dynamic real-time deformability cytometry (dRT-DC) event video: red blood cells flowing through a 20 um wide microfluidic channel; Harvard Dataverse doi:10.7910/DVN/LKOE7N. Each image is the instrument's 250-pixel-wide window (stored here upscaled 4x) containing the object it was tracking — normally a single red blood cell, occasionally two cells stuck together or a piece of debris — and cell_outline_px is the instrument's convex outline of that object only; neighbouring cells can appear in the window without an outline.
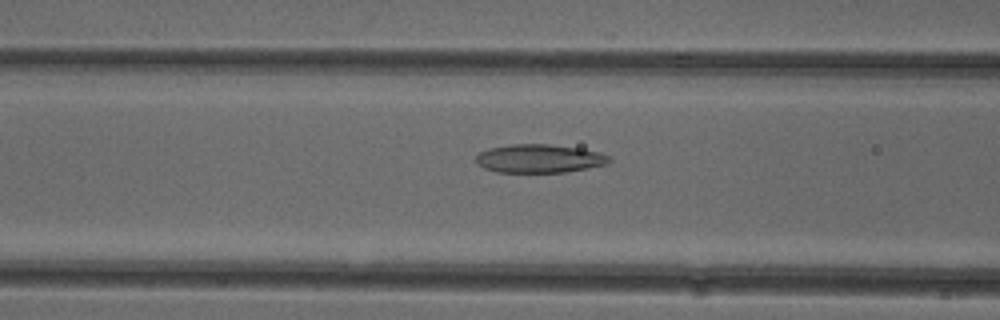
{"species": "common noctule bat (a hibernating species)", "species_latin": "Nyctalus noctula", "temperature_condition": "cold", "stored_images_in_passage": 34, "segment_of_instrument_passage": [1, 2], "camera_frame_rate_fps": 3000, "um_per_image_px": 0.085, "animal": {"sex": "female"}, "frame": {"image": 1, "passage_image": 20, "time_ms": 6.333, "image_size_px": [1000, 320], "cell_outline_px": [[612, 160], [608, 164], [588, 168], [564, 172], [496, 172], [484, 168], [476, 160], [476, 156], [480, 152], [488, 148], [512, 144], [548, 144], [580, 148], [600, 152], [608, 156]], "centroid_in_image_um": [45.87, 13.47], "position_along_channel_um": 120.7, "area_um2": 22.08}}
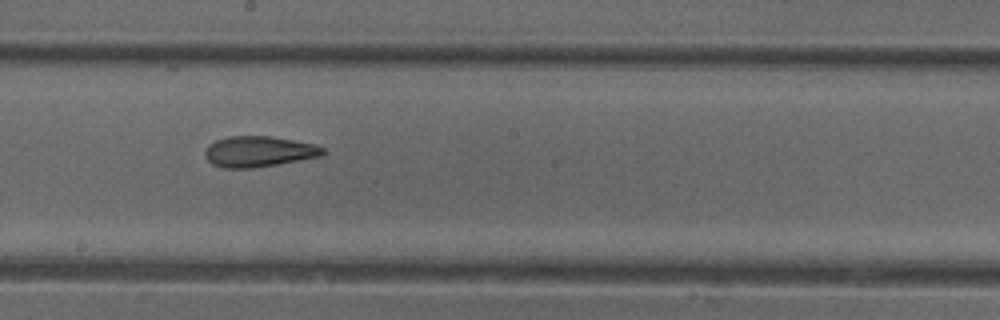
{"frame": {"image": 2, "passage_image": 28, "time_ms": 9.0, "image_size_px": [1000, 320], "cell_outline_px": [[328, 152], [320, 156], [276, 164], [252, 168], [224, 168], [212, 164], [204, 156], [204, 152], [208, 144], [216, 140], [228, 136], [268, 136], [316, 144], [324, 148]], "centroid_in_image_um": [21.97, 12.88], "position_along_channel_um": 226.2, "area_um2": 21.1}}
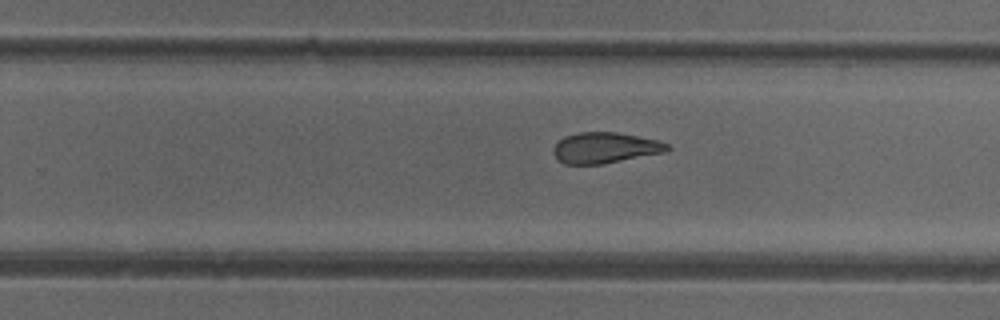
{"frame": {"image": 3, "passage_image": 32, "time_ms": 10.333, "image_size_px": [1000, 320], "cell_outline_px": [[672, 148], [668, 152], [604, 164], [564, 164], [552, 152], [552, 148], [564, 136], [576, 132], [616, 132], [660, 140], [668, 144]], "centroid_in_image_um": [51.48, 12.56], "position_along_channel_um": 278.3, "area_um2": 20.75}}